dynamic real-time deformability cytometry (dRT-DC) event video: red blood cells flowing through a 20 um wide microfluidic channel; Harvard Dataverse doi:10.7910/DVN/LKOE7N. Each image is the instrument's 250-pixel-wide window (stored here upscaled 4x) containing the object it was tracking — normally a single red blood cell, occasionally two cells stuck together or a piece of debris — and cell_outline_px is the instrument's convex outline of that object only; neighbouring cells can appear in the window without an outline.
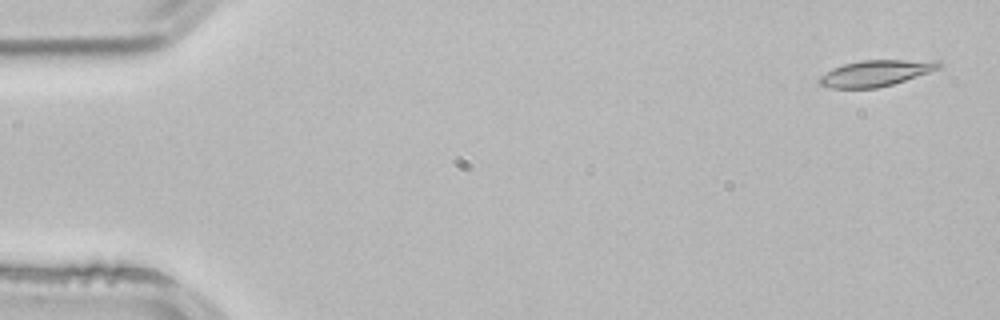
{"species": "common noctule bat (a hibernating species)", "species_latin": "Nyctalus noctula", "temperature_condition": "room temperature", "stored_images_in_passage": 5, "camera_frame_rate_fps": 3000, "um_per_image_px": 0.085, "animal": {"sex": "male", "body_mass_g": 21.5, "forearm_length_mm": 52.0}, "frame": {"image": 1, "passage_image": 5, "time_ms": 1.333, "image_size_px": [1000, 320], "cell_outline_px": [[944, 64], [940, 68], [892, 84], [876, 88], [832, 88], [820, 84], [816, 80], [820, 76], [832, 68], [844, 64], [860, 60], [940, 60]], "centroid_in_image_um": [74.44, 6.2], "position_along_channel_um": 10.6, "area_um2": 18.15}}